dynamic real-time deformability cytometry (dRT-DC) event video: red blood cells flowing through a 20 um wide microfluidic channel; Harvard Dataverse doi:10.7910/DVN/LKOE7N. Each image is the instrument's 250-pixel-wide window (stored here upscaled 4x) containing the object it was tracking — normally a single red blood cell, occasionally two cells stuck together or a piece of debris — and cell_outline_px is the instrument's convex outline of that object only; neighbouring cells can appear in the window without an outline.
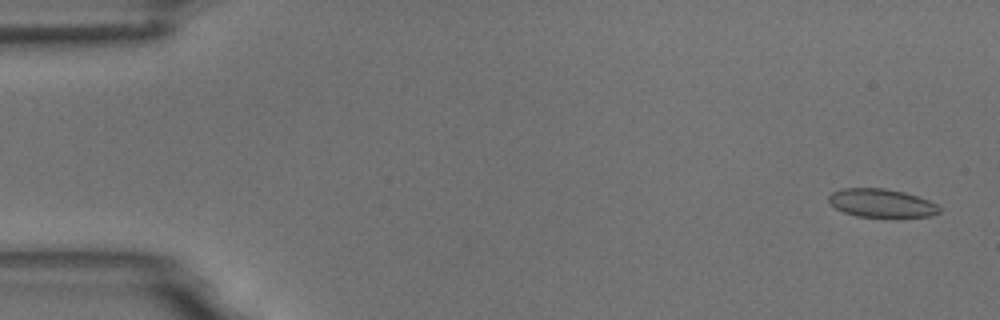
{"species": "common noctule bat (a hibernating species)", "species_latin": "Nyctalus noctula", "temperature_condition": "room temperature", "stored_images_in_passage": 5, "camera_frame_rate_fps": 3000, "um_per_image_px": 0.085, "animal": {"sex": "male", "body_mass_g": 18.8}, "frame": {"image": 1, "passage_image": 1, "time_ms": 0.0, "image_size_px": [1000, 320], "cell_outline_px": [[940, 212], [932, 216], [896, 220], [856, 216], [844, 212], [836, 208], [828, 200], [828, 196], [832, 192], [844, 188], [884, 188], [904, 192], [928, 200], [936, 204], [940, 208]], "centroid_in_image_um": [74.98, 17.32], "position_along_channel_um": 10.0, "area_um2": 19.07}}
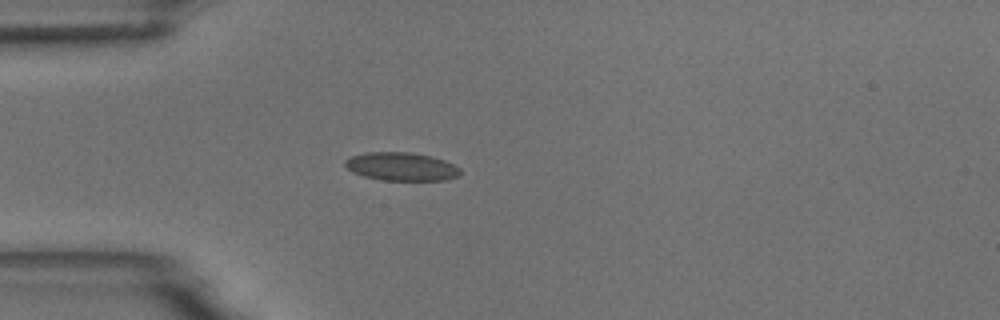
{"frame": {"image": 2, "passage_image": 4, "time_ms": 4.333, "image_size_px": [1000, 320], "cell_outline_px": [[460, 176], [448, 180], [380, 180], [364, 176], [352, 172], [344, 164], [344, 160], [352, 156], [364, 152], [408, 152], [432, 156], [444, 160], [460, 168]], "centroid_in_image_um": [34.12, 14.16], "position_along_channel_um": 50.9, "area_um2": 19.07}}